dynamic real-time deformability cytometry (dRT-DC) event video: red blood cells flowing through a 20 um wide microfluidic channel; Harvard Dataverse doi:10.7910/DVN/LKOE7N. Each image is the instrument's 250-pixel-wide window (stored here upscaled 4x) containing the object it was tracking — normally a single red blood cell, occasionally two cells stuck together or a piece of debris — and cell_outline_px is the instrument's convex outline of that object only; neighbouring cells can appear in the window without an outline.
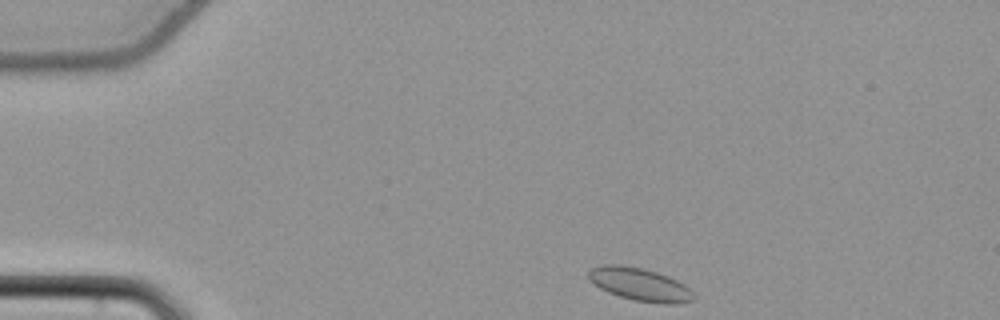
{"species": "common noctule bat (a hibernating species)", "species_latin": "Nyctalus noctula", "temperature_condition": "cold", "stored_images_in_passage": 46, "camera_frame_rate_fps": 3000, "um_per_image_px": 0.085, "animal": {"sex": "female", "body_mass_g": 22.7, "forearm_length_mm": 54.2}, "frame": {"image": 1, "passage_image": 1, "time_ms": 0.0, "image_size_px": [1000, 320], "cell_outline_px": [[696, 300], [676, 304], [664, 304], [632, 300], [608, 292], [600, 288], [588, 280], [588, 272], [592, 268], [604, 264], [620, 264], [644, 268], [668, 276], [684, 284], [696, 296]], "centroid_in_image_um": [54.39, 24.17], "position_along_channel_um": 30.6, "area_um2": 20.35}}
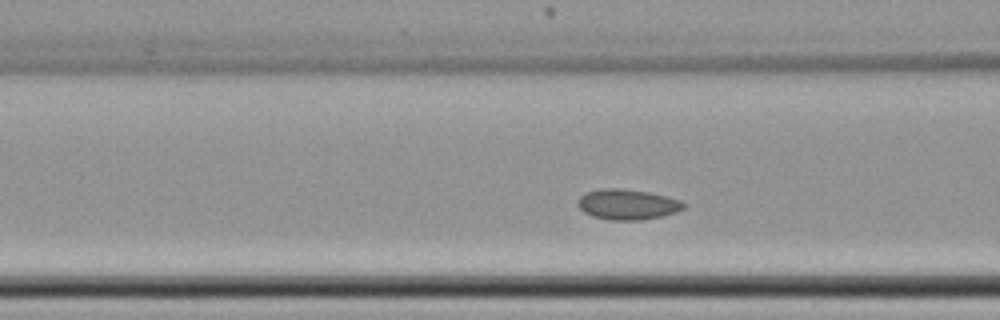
{"frame": {"image": 2, "passage_image": 13, "time_ms": 4.0, "image_size_px": [1000, 320], "cell_outline_px": [[688, 204], [684, 208], [676, 212], [664, 216], [640, 220], [608, 220], [592, 216], [584, 212], [576, 204], [576, 200], [584, 192], [600, 188], [620, 188], [648, 192], [668, 196], [680, 200]], "centroid_in_image_um": [53.32, 17.37], "position_along_channel_um": 113.3, "area_um2": 19.13}}
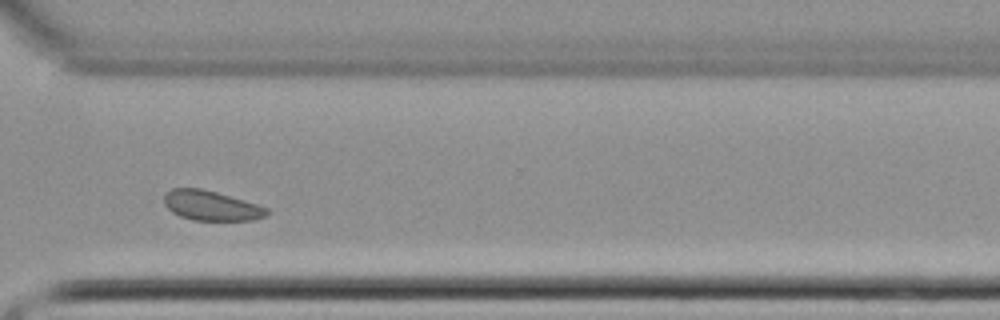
{"frame": {"image": 3, "passage_image": 32, "time_ms": 10.333, "image_size_px": [1000, 320], "cell_outline_px": [[268, 216], [252, 220], [192, 220], [180, 216], [172, 212], [164, 204], [164, 192], [172, 188], [200, 188], [216, 192], [244, 200], [268, 208]], "centroid_in_image_um": [17.93, 17.48], "position_along_channel_um": 352.7, "area_um2": 17.86}, "authors_computed_cell_mechanics": {"area_um2": 18.5538, "velocity_mm_per_s": 3.7672, "shape_relaxation_time_tau1_ms": null, "shape_relaxation_time_tau2_ms": 3.2847, "deformation_change_tau1": null, "deformation_change_tau2": 0.0621}}